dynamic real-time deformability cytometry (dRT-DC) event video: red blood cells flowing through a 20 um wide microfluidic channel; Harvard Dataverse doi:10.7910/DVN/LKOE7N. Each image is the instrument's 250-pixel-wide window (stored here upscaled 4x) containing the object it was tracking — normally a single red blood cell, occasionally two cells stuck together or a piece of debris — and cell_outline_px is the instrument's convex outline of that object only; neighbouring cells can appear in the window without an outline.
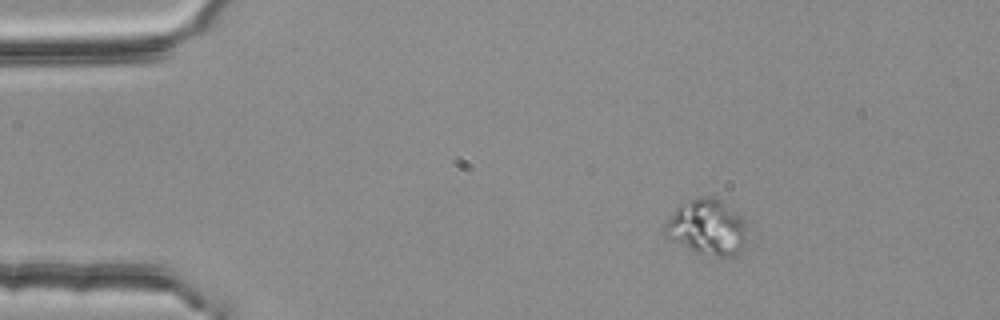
{"species": "common noctule bat (a hibernating species)", "species_latin": "Nyctalus noctula", "temperature_condition": "room temperature", "stored_images_in_passage": 3, "camera_frame_rate_fps": 3000, "um_per_image_px": 0.085, "animal": {"sex": "female", "body_mass_g": 25.1}, "frame": {"image": 1, "passage_image": 1, "time_ms": 0.0, "image_size_px": [1000, 320], "cell_outline_px": [[748, 244], [736, 256], [720, 256], [696, 252], [664, 236], [660, 232], [664, 224], [676, 208], [680, 204], [692, 200], [708, 196], [712, 196], [720, 200], [736, 212], [744, 220]], "centroid_in_image_um": [60.11, 19.34], "position_along_channel_um": 24.9, "area_um2": 26.7}}
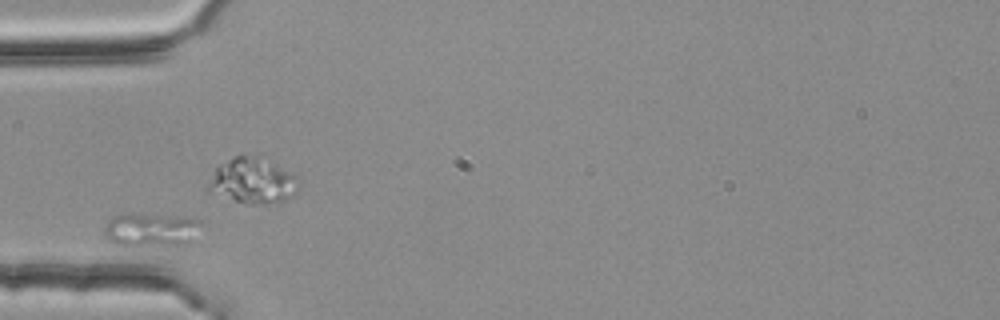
{"frame": {"image": 2, "passage_image": 3, "time_ms": 0.667, "image_size_px": [1000, 320], "cell_outline_px": [[200, 224], [192, 240], [188, 244], [116, 244], [108, 240], [104, 236], [104, 228], [108, 220], [124, 212], [192, 216], [200, 220]], "centroid_in_image_um": [12.83, 19.46], "position_along_channel_um": 72.2, "area_um2": 19.02}}